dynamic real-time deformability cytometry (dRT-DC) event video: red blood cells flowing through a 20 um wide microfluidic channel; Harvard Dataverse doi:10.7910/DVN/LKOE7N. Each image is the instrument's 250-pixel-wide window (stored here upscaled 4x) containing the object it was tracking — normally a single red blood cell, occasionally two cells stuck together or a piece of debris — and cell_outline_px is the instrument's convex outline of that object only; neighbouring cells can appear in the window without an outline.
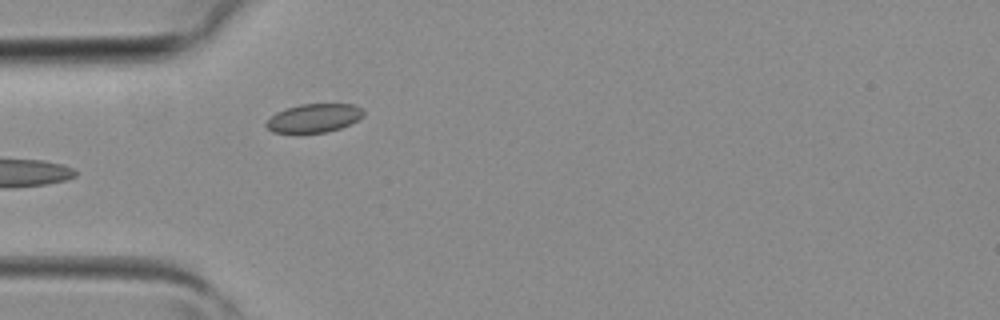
{"species": "common noctule bat (a hibernating species)", "species_latin": "Nyctalus noctula", "temperature_condition": "room temperature", "stored_images_in_passage": 2, "camera_frame_rate_fps": 3000, "um_per_image_px": 0.085, "animal": {"sex": "female", "body_mass_g": 19.3, "forearm_length_mm": 54.1}, "frame": {"image": 1, "passage_image": 2, "time_ms": 0.333, "image_size_px": [1000, 320], "cell_outline_px": [[364, 116], [340, 128], [324, 132], [272, 132], [264, 124], [276, 112], [300, 104], [356, 104], [364, 108]], "centroid_in_image_um": [26.72, 10.02], "position_along_channel_um": 58.3, "area_um2": 16.01}}